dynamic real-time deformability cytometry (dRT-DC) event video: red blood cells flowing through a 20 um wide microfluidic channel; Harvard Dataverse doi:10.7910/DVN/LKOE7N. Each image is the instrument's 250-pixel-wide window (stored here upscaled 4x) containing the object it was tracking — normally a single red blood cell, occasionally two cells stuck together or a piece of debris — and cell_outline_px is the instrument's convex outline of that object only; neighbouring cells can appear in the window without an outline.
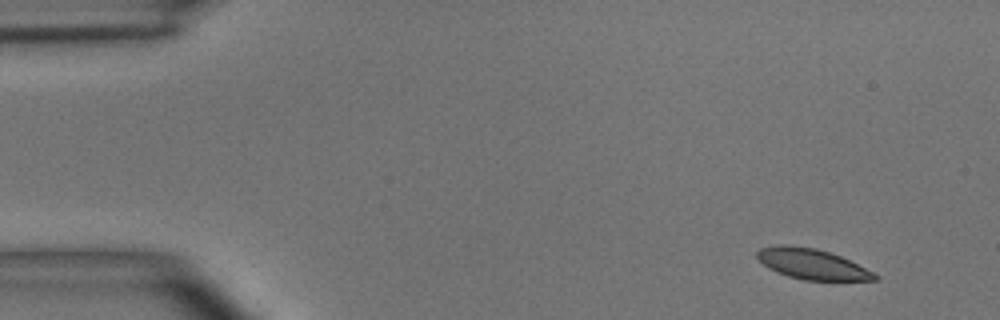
{"species": "common noctule bat (a hibernating species)", "species_latin": "Nyctalus noctula", "temperature_condition": "room temperature", "stored_images_in_passage": 4, "camera_frame_rate_fps": 3000, "um_per_image_px": 0.085, "animal": {"sex": "male", "body_mass_g": 15.6}, "frame": {"image": 1, "passage_image": 1, "time_ms": 0.0, "image_size_px": [1000, 320], "cell_outline_px": [[880, 280], [804, 280], [788, 276], [776, 272], [768, 268], [756, 256], [756, 252], [760, 248], [780, 244], [784, 244], [816, 248], [840, 256], [880, 276]], "centroid_in_image_um": [68.99, 22.44], "position_along_channel_um": 16.0, "area_um2": 20.69}}
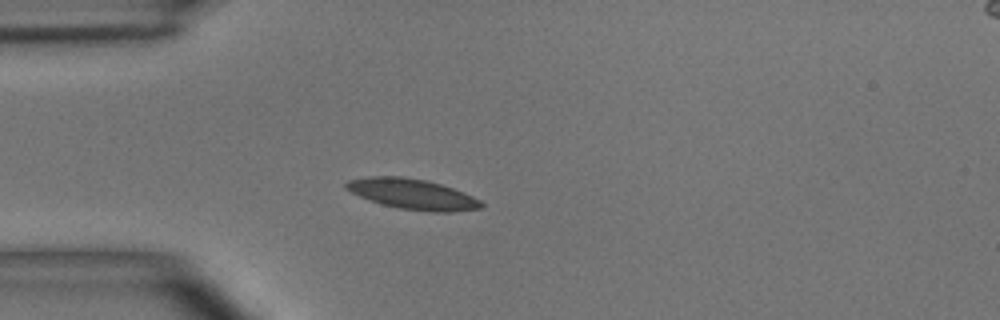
{"frame": {"image": 2, "passage_image": 4, "time_ms": 3.333, "image_size_px": [1000, 320], "cell_outline_px": [[484, 204], [480, 208], [452, 212], [432, 212], [400, 208], [368, 200], [344, 188], [344, 184], [348, 180], [368, 176], [400, 176], [428, 180], [452, 188], [472, 196], [480, 200]], "centroid_in_image_um": [35.04, 16.49], "position_along_channel_um": 50.0, "area_um2": 23.81}}